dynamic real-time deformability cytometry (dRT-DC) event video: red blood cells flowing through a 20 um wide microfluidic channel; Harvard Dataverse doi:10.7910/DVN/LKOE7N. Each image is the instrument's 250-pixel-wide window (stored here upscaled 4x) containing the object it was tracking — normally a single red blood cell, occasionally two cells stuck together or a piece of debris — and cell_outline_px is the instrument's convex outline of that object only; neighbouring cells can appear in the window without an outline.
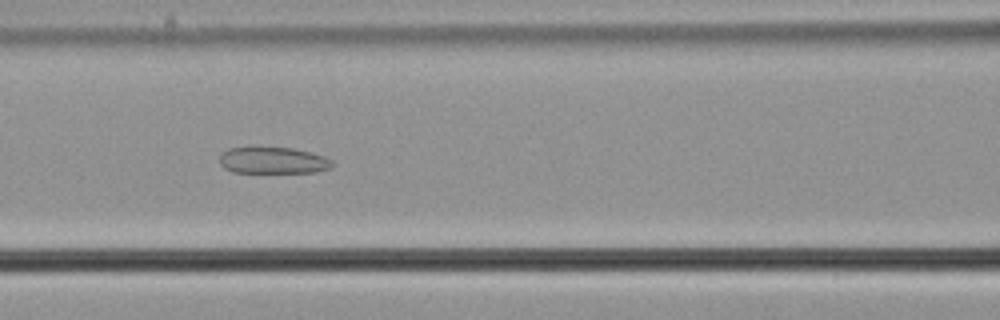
{"species": "common noctule bat (a hibernating species)", "species_latin": "Nyctalus noctula", "temperature_condition": "cold", "stored_images_in_passage": 55, "camera_frame_rate_fps": 3000, "um_per_image_px": 0.085, "animal": {"sex": "male", "body_mass_g": 21.5, "forearm_length_mm": 52.0}, "frame": {"image": 1, "passage_image": 24, "time_ms": 7.667, "image_size_px": [1000, 320], "cell_outline_px": [[336, 164], [332, 168], [316, 172], [232, 172], [224, 168], [220, 164], [220, 156], [228, 148], [292, 148], [324, 156], [332, 160]], "centroid_in_image_um": [23.25, 13.65], "position_along_channel_um": 143.3, "area_um2": 17.28}}
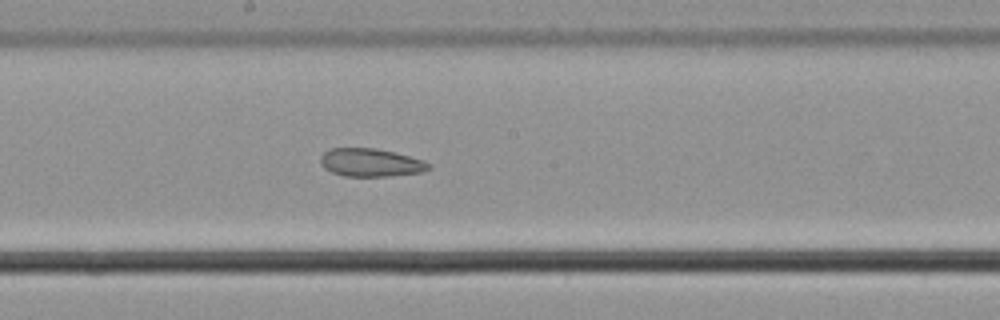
{"frame": {"image": 2, "passage_image": 30, "time_ms": 9.667, "image_size_px": [1000, 320], "cell_outline_px": [[432, 168], [420, 172], [392, 176], [344, 176], [332, 172], [324, 168], [320, 164], [320, 156], [324, 152], [332, 148], [376, 148], [396, 152], [424, 160], [432, 164]], "centroid_in_image_um": [31.53, 13.81], "position_along_channel_um": 216.7, "area_um2": 17.92}}
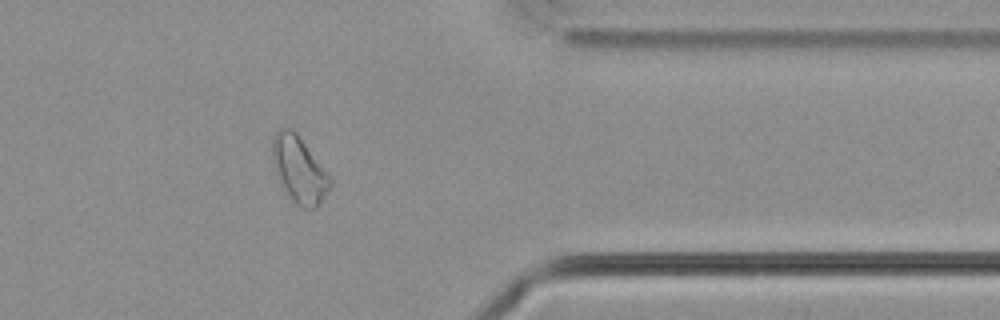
{"frame": {"image": 3, "passage_image": 45, "time_ms": 14.667, "image_size_px": [1000, 320], "cell_outline_px": [[332, 184], [320, 204], [316, 208], [300, 208], [284, 192], [276, 176], [272, 164], [272, 136], [280, 128], [292, 128], [296, 132], [332, 180]], "centroid_in_image_um": [25.38, 14.44], "position_along_channel_um": 386.0, "area_um2": 22.43}}